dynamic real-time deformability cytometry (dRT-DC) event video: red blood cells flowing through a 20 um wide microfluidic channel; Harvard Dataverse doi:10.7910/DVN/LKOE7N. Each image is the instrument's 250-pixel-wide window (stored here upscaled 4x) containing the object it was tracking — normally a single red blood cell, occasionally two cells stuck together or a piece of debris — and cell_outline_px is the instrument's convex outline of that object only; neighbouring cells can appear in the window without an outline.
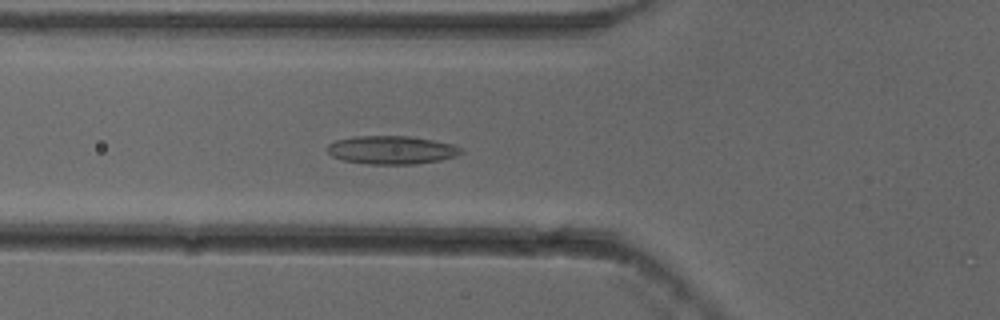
{"species": "common noctule bat (a hibernating species)", "species_latin": "Nyctalus noctula", "temperature_condition": "cold", "stored_images_in_passage": 51, "camera_frame_rate_fps": 3000, "um_per_image_px": 0.085, "animal": {"sex": "female"}, "frame": {"image": 1, "passage_image": 20, "time_ms": 6.333, "image_size_px": [1000, 320], "cell_outline_px": [[464, 152], [456, 156], [440, 160], [416, 164], [368, 164], [344, 160], [332, 156], [324, 148], [328, 144], [336, 140], [352, 136], [408, 136], [432, 140], [452, 144], [464, 148]], "centroid_in_image_um": [33.28, 12.74], "position_along_channel_um": 92.5, "area_um2": 22.2}}
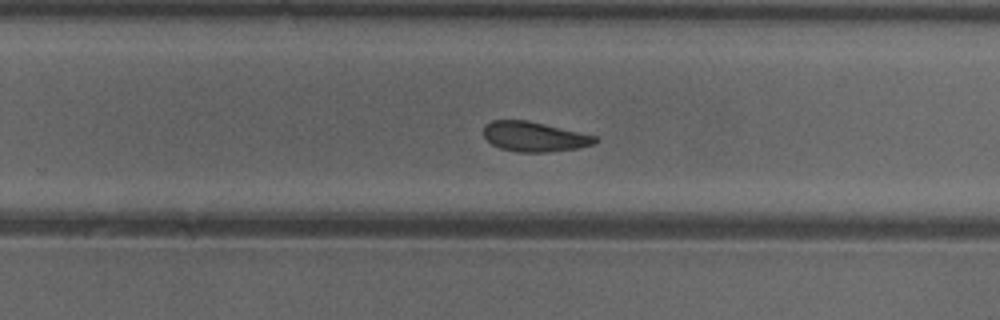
{"frame": {"image": 2, "passage_image": 35, "time_ms": 11.333, "image_size_px": [1000, 320], "cell_outline_px": [[600, 140], [596, 144], [580, 148], [544, 152], [520, 152], [500, 148], [492, 144], [484, 136], [484, 124], [492, 120], [528, 120], [596, 136]], "centroid_in_image_um": [45.44, 11.61], "position_along_channel_um": 284.4, "area_um2": 19.42}}
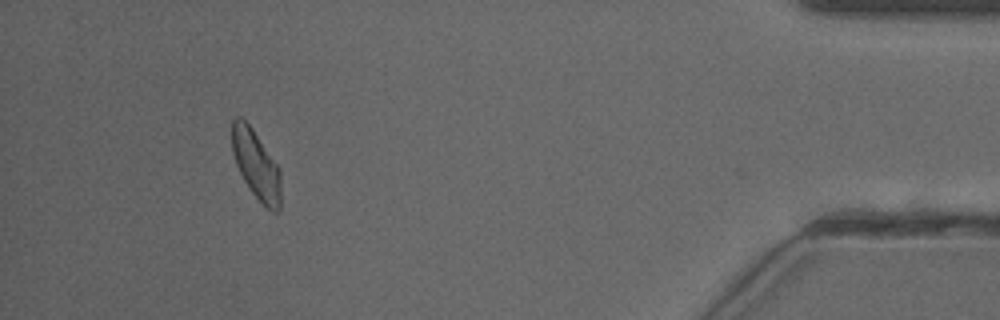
{"frame": {"image": 3, "passage_image": 50, "time_ms": 16.333, "image_size_px": [1000, 320], "cell_outline_px": [[280, 208], [276, 212], [272, 212], [252, 192], [244, 180], [236, 164], [232, 152], [232, 120], [236, 116], [240, 116], [252, 128], [280, 168]], "centroid_in_image_um": [21.77, 13.97], "position_along_channel_um": 413.4, "area_um2": 19.36}, "authors_computed_cell_mechanics": {"area_um2": 20.519, "velocity_mm_per_s": 3.8387, "shape_relaxation_time_tau1_ms": 7.9996, "shape_relaxation_time_tau2_ms": 2.109, "deformation_change_tau1": 0.1358, "deformation_change_tau2": 0.0825}}